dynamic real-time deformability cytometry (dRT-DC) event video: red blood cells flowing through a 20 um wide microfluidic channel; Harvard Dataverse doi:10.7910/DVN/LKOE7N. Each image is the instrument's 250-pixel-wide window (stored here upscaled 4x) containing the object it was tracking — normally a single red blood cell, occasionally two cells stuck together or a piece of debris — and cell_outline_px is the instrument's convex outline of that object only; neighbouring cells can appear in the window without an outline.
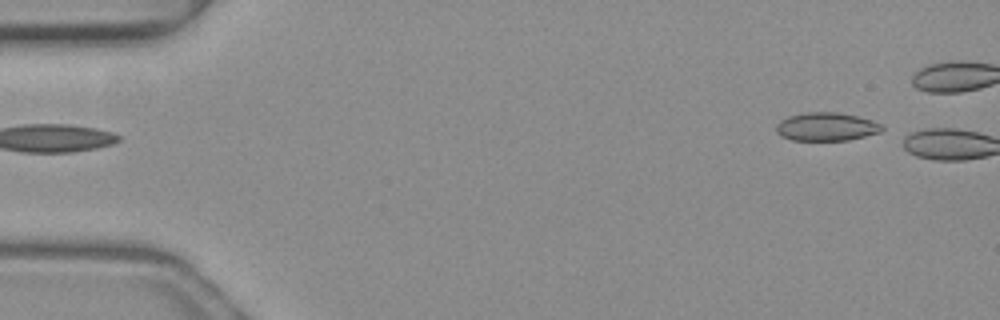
{"species": "common noctule bat (a hibernating species)", "species_latin": "Nyctalus noctula", "temperature_condition": "warm", "stored_images_in_passage": 3, "camera_frame_rate_fps": 3000, "um_per_image_px": 0.085, "animal": {"sex": "female", "body_mass_g": 19.3, "forearm_length_mm": 54.1}, "frame": {"image": 1, "passage_image": 1, "time_ms": 0.0, "image_size_px": [1000, 320], "cell_outline_px": [[884, 128], [880, 132], [848, 140], [792, 140], [780, 136], [776, 132], [776, 124], [780, 120], [788, 116], [804, 112], [836, 112], [856, 116], [872, 120], [884, 124]], "centroid_in_image_um": [70.23, 10.76], "position_along_channel_um": 14.8, "area_um2": 17.57}}